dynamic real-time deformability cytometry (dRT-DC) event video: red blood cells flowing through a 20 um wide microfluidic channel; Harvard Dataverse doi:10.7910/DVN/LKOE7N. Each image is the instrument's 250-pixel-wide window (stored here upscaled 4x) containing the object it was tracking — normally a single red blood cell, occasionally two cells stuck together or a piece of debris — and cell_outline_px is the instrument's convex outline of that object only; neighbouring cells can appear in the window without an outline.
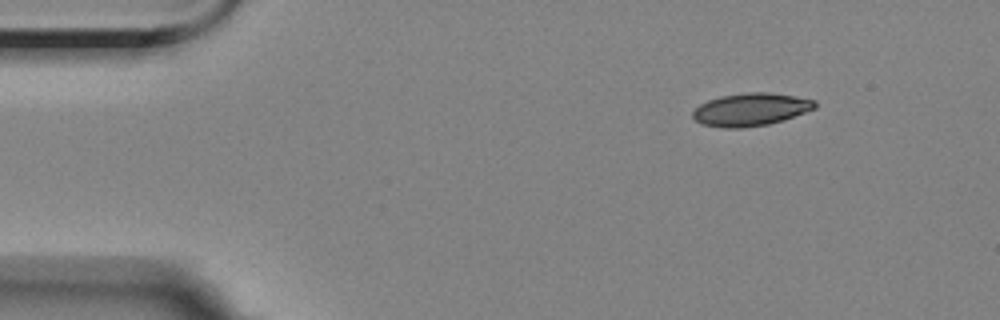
{"species": "Egyptian fruit bat (a non-hibernating species)", "species_latin": "Rousettus aegyptiacus", "temperature_condition": "room temperature", "stored_images_in_passage": 10, "camera_frame_rate_fps": 3000, "um_per_image_px": 0.085, "animal": {"sex": "female"}, "frame": {"image": 1, "passage_image": 1, "time_ms": 0.0, "image_size_px": [1000, 320], "cell_outline_px": [[816, 108], [784, 120], [768, 124], [740, 128], [724, 128], [700, 124], [692, 116], [692, 112], [700, 104], [708, 100], [720, 96], [748, 92], [768, 92], [796, 96], [816, 100]], "centroid_in_image_um": [63.81, 9.3], "position_along_channel_um": 21.2, "area_um2": 23.41}}
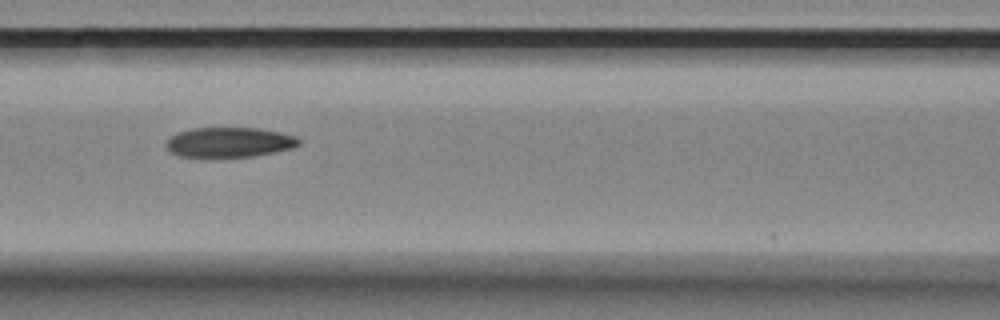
{"frame": {"image": 2, "passage_image": 6, "time_ms": 5.667, "image_size_px": [1000, 320], "cell_outline_px": [[300, 144], [292, 148], [252, 156], [180, 156], [172, 152], [168, 148], [168, 140], [176, 132], [192, 128], [260, 128], [280, 132], [296, 136], [300, 140]], "centroid_in_image_um": [19.53, 12.07], "position_along_channel_um": 147.1, "area_um2": 22.72}}
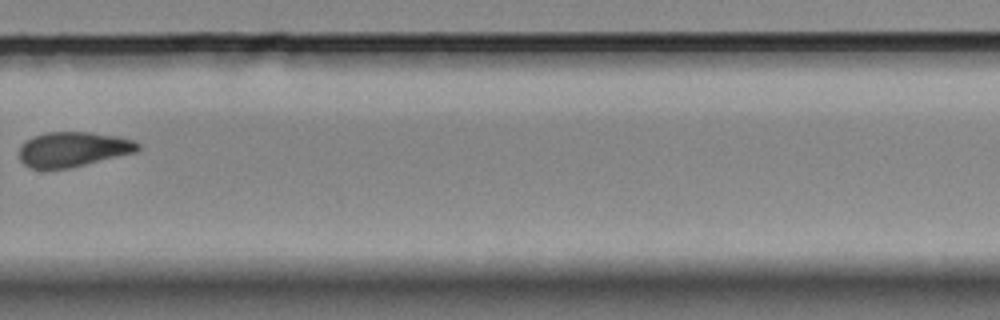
{"frame": {"image": 3, "passage_image": 10, "time_ms": 10.667, "image_size_px": [1000, 320], "cell_outline_px": [[140, 148], [136, 152], [68, 168], [28, 168], [20, 160], [20, 148], [32, 136], [48, 132], [88, 132], [116, 136], [136, 140], [140, 144]], "centroid_in_image_um": [6.23, 12.68], "position_along_channel_um": 323.6, "area_um2": 23.87}}